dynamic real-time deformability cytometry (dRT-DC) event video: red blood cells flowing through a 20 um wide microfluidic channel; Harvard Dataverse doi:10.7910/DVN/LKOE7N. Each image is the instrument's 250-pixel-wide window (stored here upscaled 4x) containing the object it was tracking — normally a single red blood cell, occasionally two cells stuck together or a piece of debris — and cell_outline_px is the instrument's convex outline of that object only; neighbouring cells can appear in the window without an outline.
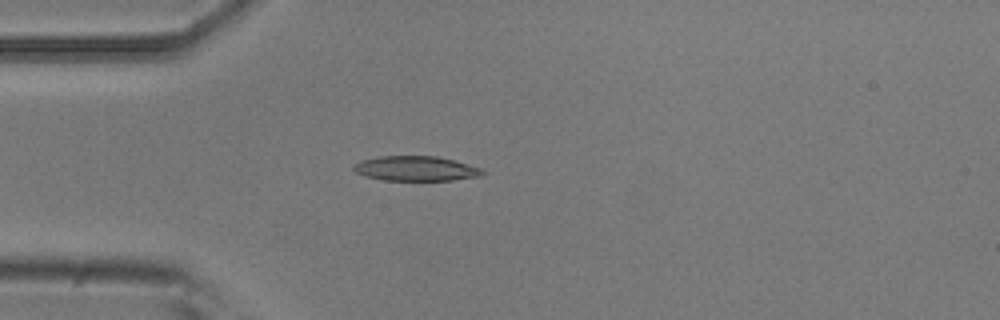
{"species": "common noctule bat (a hibernating species)", "species_latin": "Nyctalus noctula", "temperature_condition": "room temperature", "stored_images_in_passage": 6, "camera_frame_rate_fps": 3000, "um_per_image_px": 0.085, "animal": {"sex": "male", "body_mass_g": 20.5, "forearm_length_mm": 52.5}, "frame": {"image": 1, "passage_image": 4, "time_ms": 1.0, "image_size_px": [1000, 320], "cell_outline_px": [[484, 176], [452, 180], [384, 180], [364, 176], [356, 172], [352, 168], [352, 164], [360, 160], [380, 156], [436, 156], [452, 160], [480, 168], [484, 172]], "centroid_in_image_um": [35.3, 14.33], "position_along_channel_um": 49.7, "area_um2": 18.61}}
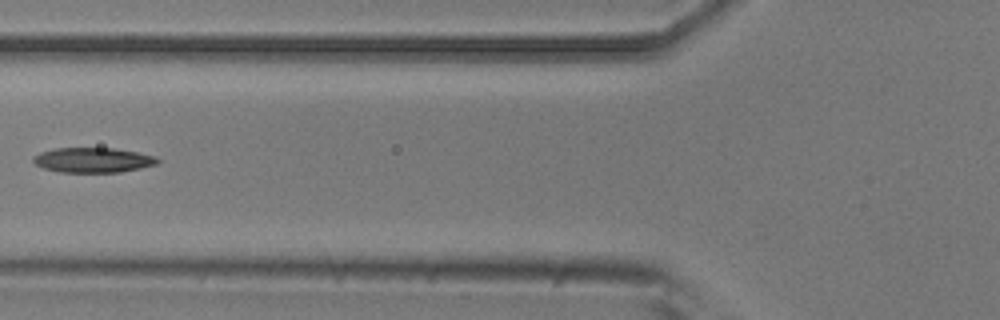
{"frame": {"image": 2, "passage_image": 6, "time_ms": 1.667, "image_size_px": [1000, 320], "cell_outline_px": [[160, 160], [156, 164], [140, 168], [120, 172], [60, 172], [44, 168], [36, 164], [32, 160], [32, 156], [40, 152], [56, 148], [112, 148], [136, 152], [156, 156]], "centroid_in_image_um": [7.89, 13.6], "position_along_channel_um": 117.9, "area_um2": 17.98}}